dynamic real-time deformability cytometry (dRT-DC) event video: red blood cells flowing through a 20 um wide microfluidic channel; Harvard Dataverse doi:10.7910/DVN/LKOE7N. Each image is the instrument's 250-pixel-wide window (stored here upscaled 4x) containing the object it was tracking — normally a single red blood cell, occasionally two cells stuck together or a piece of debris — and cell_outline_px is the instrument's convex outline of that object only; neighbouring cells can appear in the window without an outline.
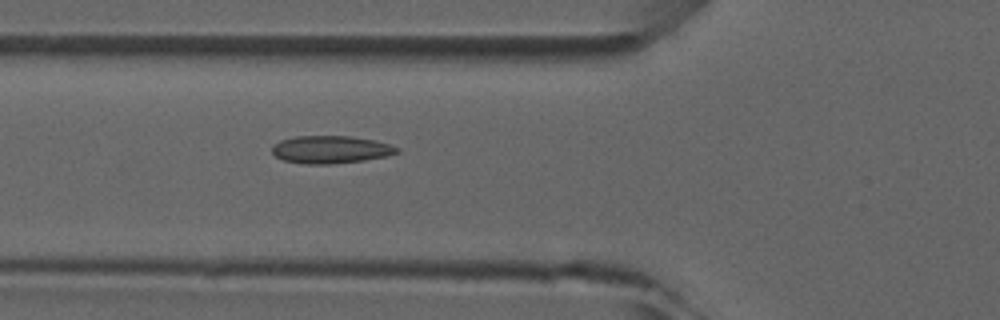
{"species": "common noctule bat (a hibernating species)", "species_latin": "Nyctalus noctula", "temperature_condition": "room temperature", "stored_images_in_passage": 4, "camera_frame_rate_fps": 3000, "um_per_image_px": 0.085, "animal": {"sex": "male", "forearm_length_mm": 52.5}, "frame": {"image": 1, "passage_image": 4, "time_ms": 3.333, "image_size_px": [1000, 320], "cell_outline_px": [[400, 152], [384, 156], [364, 160], [332, 164], [304, 164], [284, 160], [276, 156], [272, 152], [272, 148], [280, 140], [296, 136], [348, 136], [372, 140], [388, 144], [400, 148]], "centroid_in_image_um": [28.1, 12.71], "position_along_channel_um": 97.7, "area_um2": 19.88}}